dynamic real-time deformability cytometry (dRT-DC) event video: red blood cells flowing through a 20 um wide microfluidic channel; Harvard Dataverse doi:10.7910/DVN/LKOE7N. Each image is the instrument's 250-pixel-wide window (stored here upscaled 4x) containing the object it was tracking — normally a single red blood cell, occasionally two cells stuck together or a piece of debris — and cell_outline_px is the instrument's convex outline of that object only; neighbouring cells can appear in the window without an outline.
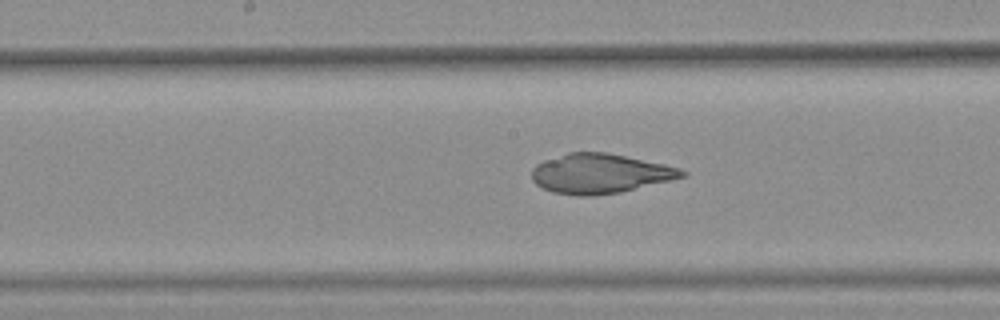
{"species": "common noctule bat (a hibernating species)", "species_latin": "Nyctalus noctula", "temperature_condition": "warm", "stored_images_in_passage": 42, "camera_frame_rate_fps": 3000, "um_per_image_px": 0.085, "animal": {"sex": "female", "body_mass_g": 25.1}, "frame": {"image": 1, "passage_image": 27, "time_ms": 8.667, "image_size_px": [1000, 320], "cell_outline_px": [[688, 176], [620, 192], [592, 196], [576, 196], [552, 192], [536, 184], [532, 180], [532, 168], [536, 164], [544, 160], [568, 152], [604, 152], [664, 164], [680, 168], [688, 172]], "centroid_in_image_um": [51.0, 14.76], "position_along_channel_um": 197.2, "area_um2": 34.68}}
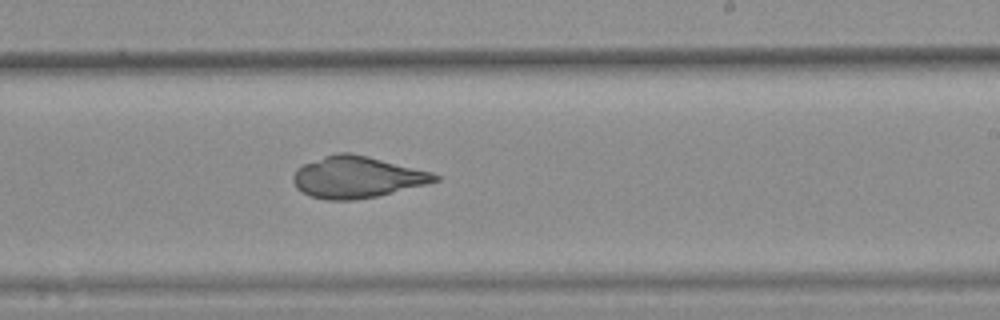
{"frame": {"image": 2, "passage_image": 32, "time_ms": 10.333, "image_size_px": [1000, 320], "cell_outline_px": [[440, 180], [428, 184], [376, 196], [352, 200], [328, 200], [308, 196], [300, 192], [296, 188], [292, 180], [292, 176], [296, 168], [304, 164], [324, 156], [336, 152], [352, 152], [432, 172], [440, 176]], "centroid_in_image_um": [30.31, 15.05], "position_along_channel_um": 258.7, "area_um2": 34.51}}
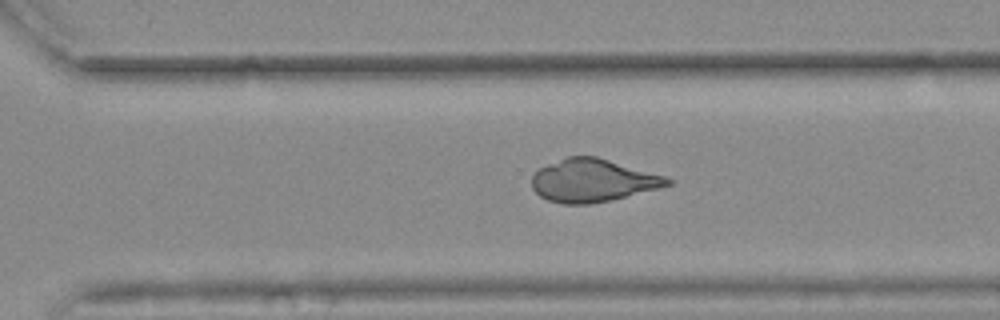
{"frame": {"image": 3, "passage_image": 37, "time_ms": 12.0, "image_size_px": [1000, 320], "cell_outline_px": [[672, 184], [660, 188], [592, 204], [564, 204], [548, 200], [540, 196], [532, 188], [532, 176], [540, 168], [548, 164], [568, 156], [596, 156], [664, 176], [672, 180]], "centroid_in_image_um": [50.37, 15.35], "position_along_channel_um": 320.2, "area_um2": 33.52}}